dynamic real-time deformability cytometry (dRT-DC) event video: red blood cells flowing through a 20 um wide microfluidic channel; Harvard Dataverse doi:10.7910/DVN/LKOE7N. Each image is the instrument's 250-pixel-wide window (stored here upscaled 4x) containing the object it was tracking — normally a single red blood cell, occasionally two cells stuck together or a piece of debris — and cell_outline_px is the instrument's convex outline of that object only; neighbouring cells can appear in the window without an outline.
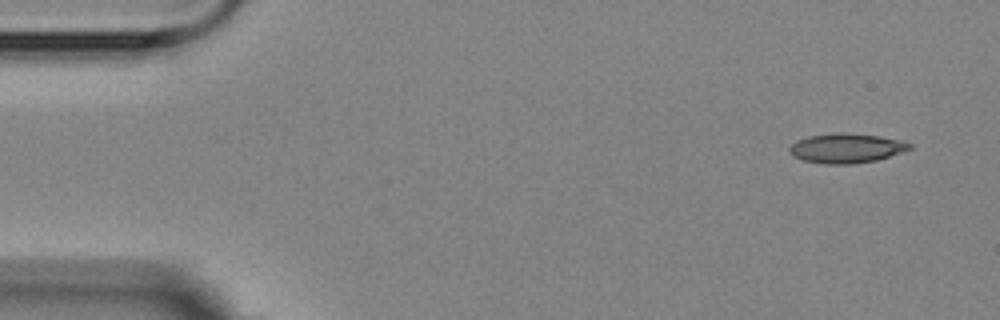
{"species": "Egyptian fruit bat (a non-hibernating species)", "species_latin": "Rousettus aegyptiacus", "temperature_condition": "room temperature", "stored_images_in_passage": 9, "camera_frame_rate_fps": 3000, "um_per_image_px": 0.085, "animal": {"sex": "female"}, "frame": {"image": 1, "passage_image": 1, "time_ms": 0.0, "image_size_px": [1000, 320], "cell_outline_px": [[912, 148], [876, 160], [852, 164], [824, 164], [804, 160], [792, 156], [788, 152], [788, 148], [796, 140], [808, 136], [836, 132], [844, 132], [880, 136], [900, 140], [912, 144]], "centroid_in_image_um": [71.89, 12.59], "position_along_channel_um": 13.1, "area_um2": 20.75}}
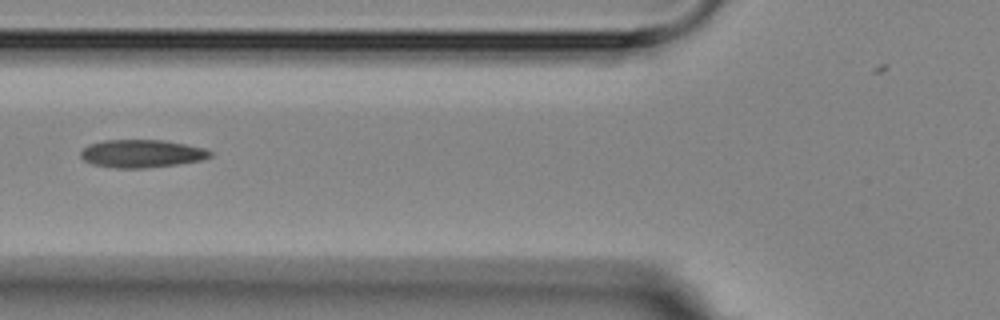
{"frame": {"image": 2, "passage_image": 6, "time_ms": 5.667, "image_size_px": [1000, 320], "cell_outline_px": [[212, 156], [200, 160], [176, 164], [144, 168], [116, 168], [92, 164], [84, 160], [80, 156], [80, 152], [88, 144], [104, 140], [164, 140], [204, 148], [212, 152]], "centroid_in_image_um": [12.01, 13.05], "position_along_channel_um": 113.8, "area_um2": 20.92}}
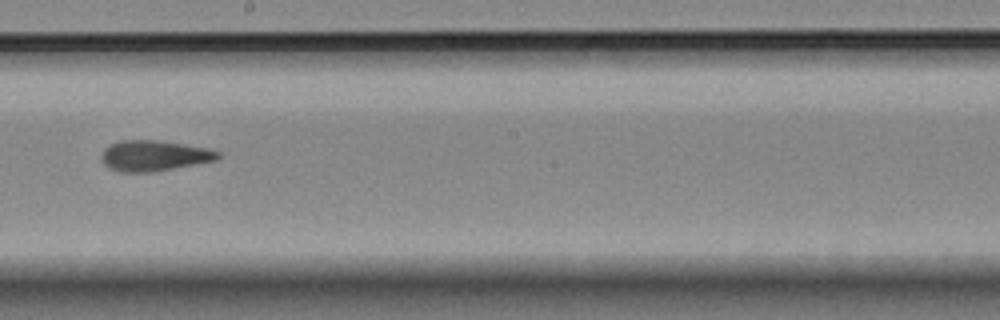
{"frame": {"image": 3, "passage_image": 9, "time_ms": 9.0, "image_size_px": [1000, 320], "cell_outline_px": [[220, 156], [216, 160], [152, 172], [120, 172], [108, 168], [104, 164], [100, 156], [104, 148], [108, 144], [120, 140], [160, 140], [208, 148], [220, 152]], "centroid_in_image_um": [13.05, 13.22], "position_along_channel_um": 235.2, "area_um2": 20.92}}